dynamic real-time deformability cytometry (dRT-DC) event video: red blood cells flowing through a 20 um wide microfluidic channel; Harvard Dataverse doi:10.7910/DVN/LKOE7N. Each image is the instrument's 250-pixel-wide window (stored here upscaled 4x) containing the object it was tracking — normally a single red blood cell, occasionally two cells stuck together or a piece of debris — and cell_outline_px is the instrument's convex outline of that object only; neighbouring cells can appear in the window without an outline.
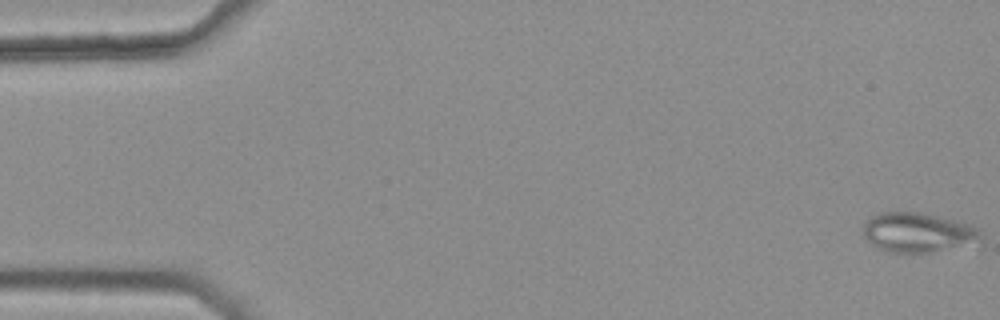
{"species": "common noctule bat (a hibernating species)", "species_latin": "Nyctalus noctula", "temperature_condition": "warm", "stored_images_in_passage": 46, "camera_frame_rate_fps": 3000, "um_per_image_px": 0.085, "animal": {"sex": "female", "body_mass_g": 25.1}, "frame": {"image": 1, "passage_image": 1, "time_ms": 0.0, "image_size_px": [1000, 320], "cell_outline_px": [[984, 244], [932, 252], [888, 252], [876, 248], [864, 236], [864, 220], [868, 216], [876, 212], [920, 212], [940, 216], [972, 224], [980, 228], [984, 236]], "centroid_in_image_um": [78.13, 19.76], "position_along_channel_um": 6.9, "area_um2": 28.32}}
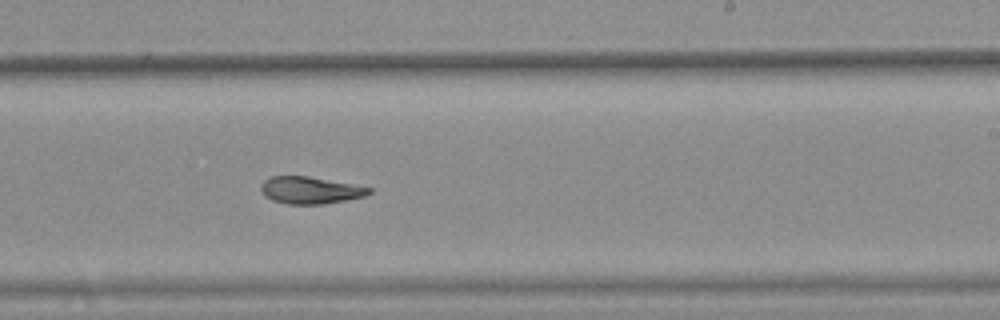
{"frame": {"image": 2, "passage_image": 33, "time_ms": 10.667, "image_size_px": [1000, 320], "cell_outline_px": [[372, 192], [364, 196], [324, 204], [288, 204], [272, 200], [264, 196], [260, 188], [260, 184], [268, 176], [308, 176], [352, 184], [372, 188]], "centroid_in_image_um": [26.32, 16.16], "position_along_channel_um": 262.7, "area_um2": 17.05}}
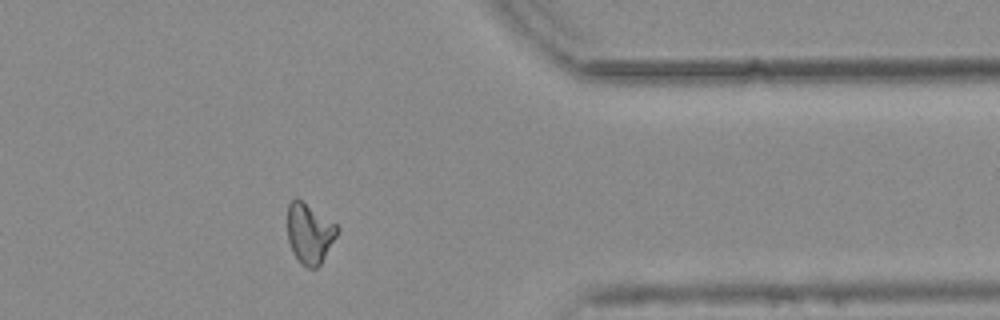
{"frame": {"image": 3, "passage_image": 44, "time_ms": 14.333, "image_size_px": [1000, 320], "cell_outline_px": [[340, 228], [336, 236], [320, 264], [316, 268], [308, 268], [300, 264], [292, 252], [288, 240], [288, 204], [296, 196], [336, 224]], "centroid_in_image_um": [26.29, 19.83], "position_along_channel_um": 385.1, "area_um2": 17.4}, "authors_computed_cell_mechanics": {"area_um2": 18.207, "velocity_mm_per_s": 3.7611, "shape_relaxation_time_tau1_ms": null, "shape_relaxation_time_tau2_ms": 2.9113, "deformation_change_tau1": null, "deformation_change_tau2": 0.0778}}